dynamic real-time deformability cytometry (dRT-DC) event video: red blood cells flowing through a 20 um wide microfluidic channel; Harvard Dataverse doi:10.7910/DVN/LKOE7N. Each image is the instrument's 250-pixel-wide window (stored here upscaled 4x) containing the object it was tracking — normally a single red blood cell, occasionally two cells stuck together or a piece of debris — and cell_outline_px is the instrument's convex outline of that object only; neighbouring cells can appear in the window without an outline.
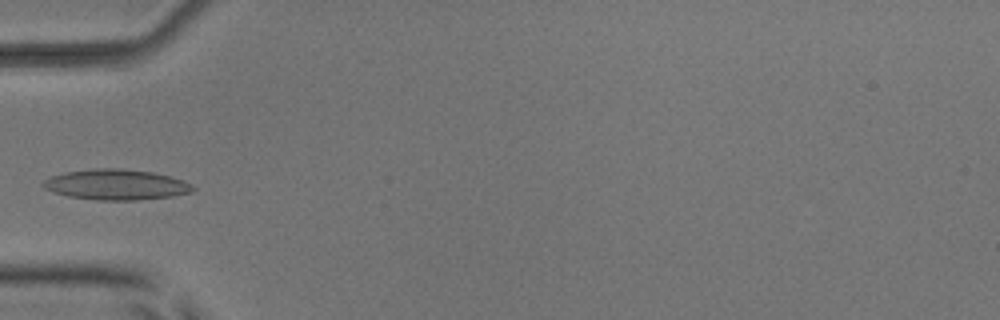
{"species": "common noctule bat (a hibernating species)", "species_latin": "Nyctalus noctula", "temperature_condition": "room temperature", "stored_images_in_passage": 5, "camera_frame_rate_fps": 3000, "um_per_image_px": 0.085, "animal": {"sex": "male", "body_mass_g": 17.9, "forearm_length_mm": 54.2}, "frame": {"image": 1, "passage_image": 4, "time_ms": 3.667, "image_size_px": [1000, 320], "cell_outline_px": [[196, 188], [192, 192], [172, 196], [136, 200], [96, 200], [68, 196], [44, 188], [40, 184], [44, 180], [52, 176], [64, 172], [96, 168], [120, 168], [152, 172], [172, 176], [184, 180], [192, 184]], "centroid_in_image_um": [9.9, 15.68], "position_along_channel_um": 75.1, "area_um2": 26.7}}
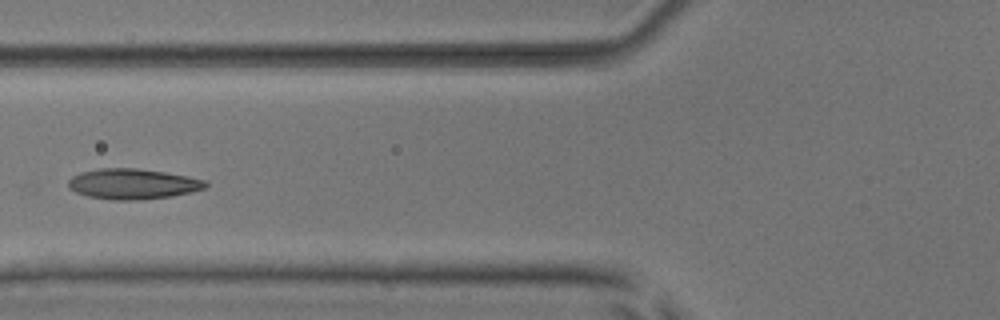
{"frame": {"image": 2, "passage_image": 5, "time_ms": 4.667, "image_size_px": [1000, 320], "cell_outline_px": [[208, 184], [204, 188], [192, 192], [172, 196], [140, 200], [116, 200], [88, 196], [76, 192], [68, 188], [68, 180], [72, 176], [80, 172], [100, 168], [136, 168], [164, 172], [188, 176], [204, 180]], "centroid_in_image_um": [11.27, 15.63], "position_along_channel_um": 114.5, "area_um2": 24.33}}